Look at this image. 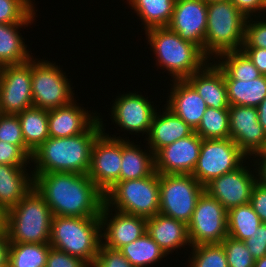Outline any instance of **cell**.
Here are the masks:
<instances>
[{"label": "cell", "mask_w": 266, "mask_h": 267, "mask_svg": "<svg viewBox=\"0 0 266 267\" xmlns=\"http://www.w3.org/2000/svg\"><path fill=\"white\" fill-rule=\"evenodd\" d=\"M34 188L44 198L53 216L97 217L104 194L87 174L51 172L34 174Z\"/></svg>", "instance_id": "1"}, {"label": "cell", "mask_w": 266, "mask_h": 267, "mask_svg": "<svg viewBox=\"0 0 266 267\" xmlns=\"http://www.w3.org/2000/svg\"><path fill=\"white\" fill-rule=\"evenodd\" d=\"M102 132L99 118L82 134L65 138L49 137L31 158L32 174L51 172L87 174L91 150ZM34 167V168H33Z\"/></svg>", "instance_id": "2"}, {"label": "cell", "mask_w": 266, "mask_h": 267, "mask_svg": "<svg viewBox=\"0 0 266 267\" xmlns=\"http://www.w3.org/2000/svg\"><path fill=\"white\" fill-rule=\"evenodd\" d=\"M145 35L156 56L155 65L171 74L172 80H184L211 61L200 47L182 39L169 27L152 28Z\"/></svg>", "instance_id": "3"}, {"label": "cell", "mask_w": 266, "mask_h": 267, "mask_svg": "<svg viewBox=\"0 0 266 267\" xmlns=\"http://www.w3.org/2000/svg\"><path fill=\"white\" fill-rule=\"evenodd\" d=\"M101 239V220L97 217L53 216L49 245L88 265L95 263Z\"/></svg>", "instance_id": "4"}, {"label": "cell", "mask_w": 266, "mask_h": 267, "mask_svg": "<svg viewBox=\"0 0 266 267\" xmlns=\"http://www.w3.org/2000/svg\"><path fill=\"white\" fill-rule=\"evenodd\" d=\"M53 213L33 187L7 213L10 243H49Z\"/></svg>", "instance_id": "5"}, {"label": "cell", "mask_w": 266, "mask_h": 267, "mask_svg": "<svg viewBox=\"0 0 266 267\" xmlns=\"http://www.w3.org/2000/svg\"><path fill=\"white\" fill-rule=\"evenodd\" d=\"M246 21L247 17L230 0L207 4L204 54L212 61L222 53L241 50Z\"/></svg>", "instance_id": "6"}, {"label": "cell", "mask_w": 266, "mask_h": 267, "mask_svg": "<svg viewBox=\"0 0 266 267\" xmlns=\"http://www.w3.org/2000/svg\"><path fill=\"white\" fill-rule=\"evenodd\" d=\"M104 203L113 210L150 218L159 213V173L117 182L104 194Z\"/></svg>", "instance_id": "7"}, {"label": "cell", "mask_w": 266, "mask_h": 267, "mask_svg": "<svg viewBox=\"0 0 266 267\" xmlns=\"http://www.w3.org/2000/svg\"><path fill=\"white\" fill-rule=\"evenodd\" d=\"M66 72L54 62L32 58V102L33 107L52 110L69 105L75 100L71 80ZM70 80V81H69ZM71 84V85H70Z\"/></svg>", "instance_id": "8"}, {"label": "cell", "mask_w": 266, "mask_h": 267, "mask_svg": "<svg viewBox=\"0 0 266 267\" xmlns=\"http://www.w3.org/2000/svg\"><path fill=\"white\" fill-rule=\"evenodd\" d=\"M204 191L192 174H159V213L188 224Z\"/></svg>", "instance_id": "9"}, {"label": "cell", "mask_w": 266, "mask_h": 267, "mask_svg": "<svg viewBox=\"0 0 266 267\" xmlns=\"http://www.w3.org/2000/svg\"><path fill=\"white\" fill-rule=\"evenodd\" d=\"M248 158L231 139H203L192 176L203 186L212 179L234 171Z\"/></svg>", "instance_id": "10"}, {"label": "cell", "mask_w": 266, "mask_h": 267, "mask_svg": "<svg viewBox=\"0 0 266 267\" xmlns=\"http://www.w3.org/2000/svg\"><path fill=\"white\" fill-rule=\"evenodd\" d=\"M102 132L96 137L91 150L90 168L87 175L96 187L105 194L120 182L122 166V138L107 134L103 117L98 116Z\"/></svg>", "instance_id": "11"}, {"label": "cell", "mask_w": 266, "mask_h": 267, "mask_svg": "<svg viewBox=\"0 0 266 267\" xmlns=\"http://www.w3.org/2000/svg\"><path fill=\"white\" fill-rule=\"evenodd\" d=\"M187 226L191 246L221 244L228 236L227 210L204 191Z\"/></svg>", "instance_id": "12"}, {"label": "cell", "mask_w": 266, "mask_h": 267, "mask_svg": "<svg viewBox=\"0 0 266 267\" xmlns=\"http://www.w3.org/2000/svg\"><path fill=\"white\" fill-rule=\"evenodd\" d=\"M32 59L23 64L0 67V104L2 114L17 115L33 107Z\"/></svg>", "instance_id": "13"}, {"label": "cell", "mask_w": 266, "mask_h": 267, "mask_svg": "<svg viewBox=\"0 0 266 267\" xmlns=\"http://www.w3.org/2000/svg\"><path fill=\"white\" fill-rule=\"evenodd\" d=\"M249 165L250 163L246 160L234 171L212 179L204 186V190L215 198L227 211L231 208L250 203L257 178L255 169L253 170L252 167L253 164Z\"/></svg>", "instance_id": "14"}, {"label": "cell", "mask_w": 266, "mask_h": 267, "mask_svg": "<svg viewBox=\"0 0 266 267\" xmlns=\"http://www.w3.org/2000/svg\"><path fill=\"white\" fill-rule=\"evenodd\" d=\"M113 104L110 105L111 117L110 119L115 122L122 131H129V134L142 133V136L147 137L152 120L155 113L158 111L157 106H154L151 99L145 98L139 92H128L116 96ZM124 129V130H123Z\"/></svg>", "instance_id": "15"}, {"label": "cell", "mask_w": 266, "mask_h": 267, "mask_svg": "<svg viewBox=\"0 0 266 267\" xmlns=\"http://www.w3.org/2000/svg\"><path fill=\"white\" fill-rule=\"evenodd\" d=\"M229 129L230 138L248 158L266 152V132L258 121L256 107L230 105Z\"/></svg>", "instance_id": "16"}, {"label": "cell", "mask_w": 266, "mask_h": 267, "mask_svg": "<svg viewBox=\"0 0 266 267\" xmlns=\"http://www.w3.org/2000/svg\"><path fill=\"white\" fill-rule=\"evenodd\" d=\"M100 220L102 245L114 250L137 240L147 228L146 218L113 210L105 203L101 208Z\"/></svg>", "instance_id": "17"}, {"label": "cell", "mask_w": 266, "mask_h": 267, "mask_svg": "<svg viewBox=\"0 0 266 267\" xmlns=\"http://www.w3.org/2000/svg\"><path fill=\"white\" fill-rule=\"evenodd\" d=\"M195 132L161 148L155 155V171L159 174H192L202 144Z\"/></svg>", "instance_id": "18"}, {"label": "cell", "mask_w": 266, "mask_h": 267, "mask_svg": "<svg viewBox=\"0 0 266 267\" xmlns=\"http://www.w3.org/2000/svg\"><path fill=\"white\" fill-rule=\"evenodd\" d=\"M168 27L182 39L200 47L204 53L207 3L203 0H176Z\"/></svg>", "instance_id": "19"}, {"label": "cell", "mask_w": 266, "mask_h": 267, "mask_svg": "<svg viewBox=\"0 0 266 267\" xmlns=\"http://www.w3.org/2000/svg\"><path fill=\"white\" fill-rule=\"evenodd\" d=\"M76 101L48 111L50 137L65 138L82 134L98 119L99 113L88 111Z\"/></svg>", "instance_id": "20"}, {"label": "cell", "mask_w": 266, "mask_h": 267, "mask_svg": "<svg viewBox=\"0 0 266 267\" xmlns=\"http://www.w3.org/2000/svg\"><path fill=\"white\" fill-rule=\"evenodd\" d=\"M171 81L165 106L195 130L207 109L206 102L185 79Z\"/></svg>", "instance_id": "21"}, {"label": "cell", "mask_w": 266, "mask_h": 267, "mask_svg": "<svg viewBox=\"0 0 266 267\" xmlns=\"http://www.w3.org/2000/svg\"><path fill=\"white\" fill-rule=\"evenodd\" d=\"M204 99L207 107L229 109L224 72L215 60L208 62L202 69L185 79Z\"/></svg>", "instance_id": "22"}, {"label": "cell", "mask_w": 266, "mask_h": 267, "mask_svg": "<svg viewBox=\"0 0 266 267\" xmlns=\"http://www.w3.org/2000/svg\"><path fill=\"white\" fill-rule=\"evenodd\" d=\"M146 232L167 256L174 251L178 252L181 247L186 248L185 250L191 247L187 224L161 213L147 218Z\"/></svg>", "instance_id": "23"}, {"label": "cell", "mask_w": 266, "mask_h": 267, "mask_svg": "<svg viewBox=\"0 0 266 267\" xmlns=\"http://www.w3.org/2000/svg\"><path fill=\"white\" fill-rule=\"evenodd\" d=\"M162 106V112H156L150 131L146 137L148 147L154 155L163 147L191 135L194 130L169 108ZM162 113V114H161Z\"/></svg>", "instance_id": "24"}, {"label": "cell", "mask_w": 266, "mask_h": 267, "mask_svg": "<svg viewBox=\"0 0 266 267\" xmlns=\"http://www.w3.org/2000/svg\"><path fill=\"white\" fill-rule=\"evenodd\" d=\"M0 164V206L13 208L34 187L32 170Z\"/></svg>", "instance_id": "25"}, {"label": "cell", "mask_w": 266, "mask_h": 267, "mask_svg": "<svg viewBox=\"0 0 266 267\" xmlns=\"http://www.w3.org/2000/svg\"><path fill=\"white\" fill-rule=\"evenodd\" d=\"M146 147L141 149L140 143L136 145L127 137L122 138L120 182L148 177L155 171L154 153Z\"/></svg>", "instance_id": "26"}, {"label": "cell", "mask_w": 266, "mask_h": 267, "mask_svg": "<svg viewBox=\"0 0 266 267\" xmlns=\"http://www.w3.org/2000/svg\"><path fill=\"white\" fill-rule=\"evenodd\" d=\"M29 24L32 25L31 23L0 24V67L23 64L33 58L20 33L21 28H26Z\"/></svg>", "instance_id": "27"}, {"label": "cell", "mask_w": 266, "mask_h": 267, "mask_svg": "<svg viewBox=\"0 0 266 267\" xmlns=\"http://www.w3.org/2000/svg\"><path fill=\"white\" fill-rule=\"evenodd\" d=\"M176 0H126L141 20L144 31L156 27H168Z\"/></svg>", "instance_id": "28"}, {"label": "cell", "mask_w": 266, "mask_h": 267, "mask_svg": "<svg viewBox=\"0 0 266 267\" xmlns=\"http://www.w3.org/2000/svg\"><path fill=\"white\" fill-rule=\"evenodd\" d=\"M25 147L33 154L49 137L48 111L31 107L17 114Z\"/></svg>", "instance_id": "29"}, {"label": "cell", "mask_w": 266, "mask_h": 267, "mask_svg": "<svg viewBox=\"0 0 266 267\" xmlns=\"http://www.w3.org/2000/svg\"><path fill=\"white\" fill-rule=\"evenodd\" d=\"M230 105L257 107L266 97V75L244 80H225Z\"/></svg>", "instance_id": "30"}, {"label": "cell", "mask_w": 266, "mask_h": 267, "mask_svg": "<svg viewBox=\"0 0 266 267\" xmlns=\"http://www.w3.org/2000/svg\"><path fill=\"white\" fill-rule=\"evenodd\" d=\"M119 251L133 267H151L167 257L147 232L137 240L121 247Z\"/></svg>", "instance_id": "31"}, {"label": "cell", "mask_w": 266, "mask_h": 267, "mask_svg": "<svg viewBox=\"0 0 266 267\" xmlns=\"http://www.w3.org/2000/svg\"><path fill=\"white\" fill-rule=\"evenodd\" d=\"M215 60L225 80L249 81L262 75L242 50L222 53Z\"/></svg>", "instance_id": "32"}, {"label": "cell", "mask_w": 266, "mask_h": 267, "mask_svg": "<svg viewBox=\"0 0 266 267\" xmlns=\"http://www.w3.org/2000/svg\"><path fill=\"white\" fill-rule=\"evenodd\" d=\"M262 224L261 219L250 203L231 208L227 211L228 236L245 241Z\"/></svg>", "instance_id": "33"}, {"label": "cell", "mask_w": 266, "mask_h": 267, "mask_svg": "<svg viewBox=\"0 0 266 267\" xmlns=\"http://www.w3.org/2000/svg\"><path fill=\"white\" fill-rule=\"evenodd\" d=\"M49 243H11L9 267H45Z\"/></svg>", "instance_id": "34"}, {"label": "cell", "mask_w": 266, "mask_h": 267, "mask_svg": "<svg viewBox=\"0 0 266 267\" xmlns=\"http://www.w3.org/2000/svg\"><path fill=\"white\" fill-rule=\"evenodd\" d=\"M194 132L202 139L230 138L229 109L218 110L207 107Z\"/></svg>", "instance_id": "35"}, {"label": "cell", "mask_w": 266, "mask_h": 267, "mask_svg": "<svg viewBox=\"0 0 266 267\" xmlns=\"http://www.w3.org/2000/svg\"><path fill=\"white\" fill-rule=\"evenodd\" d=\"M35 0H0V24L32 23L37 17Z\"/></svg>", "instance_id": "36"}, {"label": "cell", "mask_w": 266, "mask_h": 267, "mask_svg": "<svg viewBox=\"0 0 266 267\" xmlns=\"http://www.w3.org/2000/svg\"><path fill=\"white\" fill-rule=\"evenodd\" d=\"M188 267H229L222 244L191 246Z\"/></svg>", "instance_id": "37"}, {"label": "cell", "mask_w": 266, "mask_h": 267, "mask_svg": "<svg viewBox=\"0 0 266 267\" xmlns=\"http://www.w3.org/2000/svg\"><path fill=\"white\" fill-rule=\"evenodd\" d=\"M0 141L18 146L30 159L32 153L25 147L21 123L17 115H0Z\"/></svg>", "instance_id": "38"}, {"label": "cell", "mask_w": 266, "mask_h": 267, "mask_svg": "<svg viewBox=\"0 0 266 267\" xmlns=\"http://www.w3.org/2000/svg\"><path fill=\"white\" fill-rule=\"evenodd\" d=\"M221 244L224 247L229 267H254L255 259L244 241L227 236Z\"/></svg>", "instance_id": "39"}, {"label": "cell", "mask_w": 266, "mask_h": 267, "mask_svg": "<svg viewBox=\"0 0 266 267\" xmlns=\"http://www.w3.org/2000/svg\"><path fill=\"white\" fill-rule=\"evenodd\" d=\"M242 48L266 49V17H248Z\"/></svg>", "instance_id": "40"}, {"label": "cell", "mask_w": 266, "mask_h": 267, "mask_svg": "<svg viewBox=\"0 0 266 267\" xmlns=\"http://www.w3.org/2000/svg\"><path fill=\"white\" fill-rule=\"evenodd\" d=\"M30 163L31 159L18 146L0 141V164L28 167Z\"/></svg>", "instance_id": "41"}, {"label": "cell", "mask_w": 266, "mask_h": 267, "mask_svg": "<svg viewBox=\"0 0 266 267\" xmlns=\"http://www.w3.org/2000/svg\"><path fill=\"white\" fill-rule=\"evenodd\" d=\"M95 264L98 267H133L119 250L101 244Z\"/></svg>", "instance_id": "42"}, {"label": "cell", "mask_w": 266, "mask_h": 267, "mask_svg": "<svg viewBox=\"0 0 266 267\" xmlns=\"http://www.w3.org/2000/svg\"><path fill=\"white\" fill-rule=\"evenodd\" d=\"M45 267H88V264L80 258L51 247Z\"/></svg>", "instance_id": "43"}, {"label": "cell", "mask_w": 266, "mask_h": 267, "mask_svg": "<svg viewBox=\"0 0 266 267\" xmlns=\"http://www.w3.org/2000/svg\"><path fill=\"white\" fill-rule=\"evenodd\" d=\"M254 259L266 256V223H262L256 231L244 241Z\"/></svg>", "instance_id": "44"}, {"label": "cell", "mask_w": 266, "mask_h": 267, "mask_svg": "<svg viewBox=\"0 0 266 267\" xmlns=\"http://www.w3.org/2000/svg\"><path fill=\"white\" fill-rule=\"evenodd\" d=\"M250 204L262 223H266V187L258 182L253 188Z\"/></svg>", "instance_id": "45"}, {"label": "cell", "mask_w": 266, "mask_h": 267, "mask_svg": "<svg viewBox=\"0 0 266 267\" xmlns=\"http://www.w3.org/2000/svg\"><path fill=\"white\" fill-rule=\"evenodd\" d=\"M247 18L261 16L262 0H230Z\"/></svg>", "instance_id": "46"}, {"label": "cell", "mask_w": 266, "mask_h": 267, "mask_svg": "<svg viewBox=\"0 0 266 267\" xmlns=\"http://www.w3.org/2000/svg\"><path fill=\"white\" fill-rule=\"evenodd\" d=\"M253 62L262 75H266V49L242 48L241 49Z\"/></svg>", "instance_id": "47"}, {"label": "cell", "mask_w": 266, "mask_h": 267, "mask_svg": "<svg viewBox=\"0 0 266 267\" xmlns=\"http://www.w3.org/2000/svg\"><path fill=\"white\" fill-rule=\"evenodd\" d=\"M251 159L254 162L257 182L266 187V152L257 153Z\"/></svg>", "instance_id": "48"}, {"label": "cell", "mask_w": 266, "mask_h": 267, "mask_svg": "<svg viewBox=\"0 0 266 267\" xmlns=\"http://www.w3.org/2000/svg\"><path fill=\"white\" fill-rule=\"evenodd\" d=\"M10 240L7 235L0 236V265H8Z\"/></svg>", "instance_id": "49"}, {"label": "cell", "mask_w": 266, "mask_h": 267, "mask_svg": "<svg viewBox=\"0 0 266 267\" xmlns=\"http://www.w3.org/2000/svg\"><path fill=\"white\" fill-rule=\"evenodd\" d=\"M256 108L258 114V121L266 132V97Z\"/></svg>", "instance_id": "50"}, {"label": "cell", "mask_w": 266, "mask_h": 267, "mask_svg": "<svg viewBox=\"0 0 266 267\" xmlns=\"http://www.w3.org/2000/svg\"><path fill=\"white\" fill-rule=\"evenodd\" d=\"M7 213L8 211L0 206V236L7 235Z\"/></svg>", "instance_id": "51"}, {"label": "cell", "mask_w": 266, "mask_h": 267, "mask_svg": "<svg viewBox=\"0 0 266 267\" xmlns=\"http://www.w3.org/2000/svg\"><path fill=\"white\" fill-rule=\"evenodd\" d=\"M254 267H266V256L255 259Z\"/></svg>", "instance_id": "52"}, {"label": "cell", "mask_w": 266, "mask_h": 267, "mask_svg": "<svg viewBox=\"0 0 266 267\" xmlns=\"http://www.w3.org/2000/svg\"><path fill=\"white\" fill-rule=\"evenodd\" d=\"M261 12H263L261 13V18L266 17V0H262Z\"/></svg>", "instance_id": "53"}, {"label": "cell", "mask_w": 266, "mask_h": 267, "mask_svg": "<svg viewBox=\"0 0 266 267\" xmlns=\"http://www.w3.org/2000/svg\"><path fill=\"white\" fill-rule=\"evenodd\" d=\"M205 3H213V2H220V1H228V0H203Z\"/></svg>", "instance_id": "54"}, {"label": "cell", "mask_w": 266, "mask_h": 267, "mask_svg": "<svg viewBox=\"0 0 266 267\" xmlns=\"http://www.w3.org/2000/svg\"><path fill=\"white\" fill-rule=\"evenodd\" d=\"M88 267H98L95 263L88 265Z\"/></svg>", "instance_id": "55"}, {"label": "cell", "mask_w": 266, "mask_h": 267, "mask_svg": "<svg viewBox=\"0 0 266 267\" xmlns=\"http://www.w3.org/2000/svg\"><path fill=\"white\" fill-rule=\"evenodd\" d=\"M0 267H9V265H0Z\"/></svg>", "instance_id": "56"}, {"label": "cell", "mask_w": 266, "mask_h": 267, "mask_svg": "<svg viewBox=\"0 0 266 267\" xmlns=\"http://www.w3.org/2000/svg\"><path fill=\"white\" fill-rule=\"evenodd\" d=\"M2 114L1 104H0V115Z\"/></svg>", "instance_id": "57"}]
</instances>
